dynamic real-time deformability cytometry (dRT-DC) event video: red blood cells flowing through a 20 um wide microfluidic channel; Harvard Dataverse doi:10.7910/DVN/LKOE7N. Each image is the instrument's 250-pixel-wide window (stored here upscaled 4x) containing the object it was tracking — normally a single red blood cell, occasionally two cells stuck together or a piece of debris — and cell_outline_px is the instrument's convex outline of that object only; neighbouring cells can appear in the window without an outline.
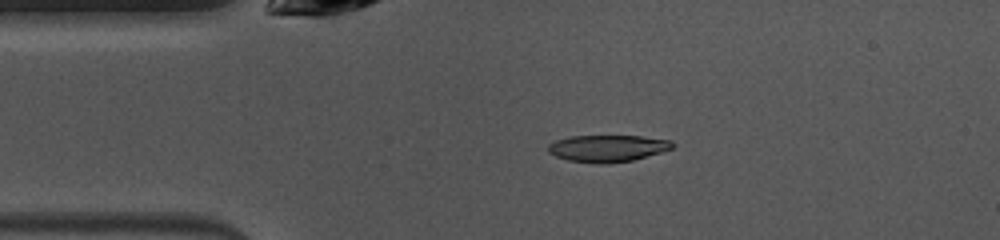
{"species": "common noctule bat (a hibernating species)", "species_latin": "Nyctalus noctula", "temperature_condition": "warm", "stored_images_in_passage": 35, "camera_frame_rate_fps": 3000, "um_per_image_px": 0.085, "animal": {"sex": "female", "body_mass_g": 10.0, "forearm_length_mm": 53.1}, "frame": {"image": 1, "passage_image": 1, "time_ms": 0.0, "image_size_px": [1000, 240], "cell_outline_px": [[672, 148], [660, 152], [632, 160], [608, 164], [596, 164], [568, 160], [556, 156], [548, 152], [548, 144], [556, 140], [568, 136], [640, 136], [672, 140]], "centroid_in_image_um": [51.6, 12.61], "position_along_channel_um": 33.4, "area_um2": 19.42}}
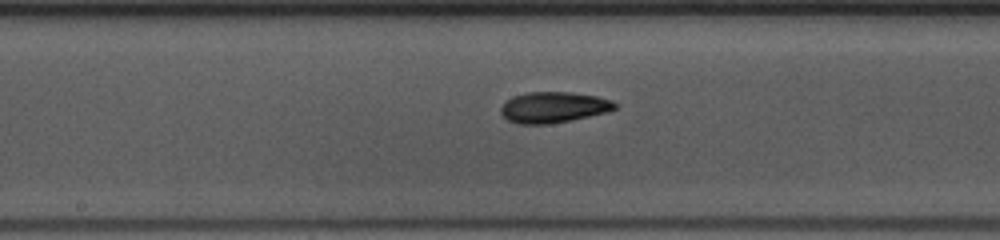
{"frame": {"image": 2, "passage_image": 15, "time_ms": 4.667, "image_size_px": [1000, 240], "cell_outline_px": [[616, 108], [608, 112], [572, 120], [552, 124], [516, 124], [508, 120], [500, 112], [500, 108], [512, 96], [528, 92], [572, 92], [596, 96], [612, 100], [616, 104]], "centroid_in_image_um": [47.05, 9.13], "position_along_channel_um": 201.1, "area_um2": 20.63}}
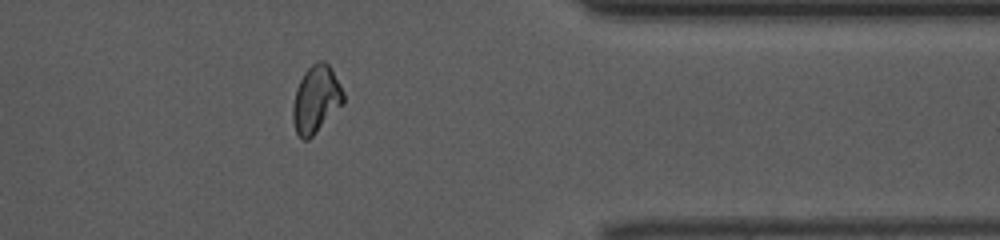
{"frame": {"image": 3, "passage_image": 30, "time_ms": 9.667, "image_size_px": [1000, 240], "cell_outline_px": [[344, 104], [308, 140], [304, 140], [296, 132], [292, 120], [292, 108], [296, 88], [304, 72], [316, 60], [324, 60], [332, 68], [344, 92]], "centroid_in_image_um": [26.87, 8.42], "position_along_channel_um": 384.5, "area_um2": 20.0}, "authors_computed_cell_mechanics": {"area_um2": 19.941, "velocity_mm_per_s": 4.0467, "shape_relaxation_time_tau1_ms": 7.2249, "shape_relaxation_time_tau2_ms": 2.9711, "deformation_change_tau1": 0.1849, "deformation_change_tau2": 0.0785}}